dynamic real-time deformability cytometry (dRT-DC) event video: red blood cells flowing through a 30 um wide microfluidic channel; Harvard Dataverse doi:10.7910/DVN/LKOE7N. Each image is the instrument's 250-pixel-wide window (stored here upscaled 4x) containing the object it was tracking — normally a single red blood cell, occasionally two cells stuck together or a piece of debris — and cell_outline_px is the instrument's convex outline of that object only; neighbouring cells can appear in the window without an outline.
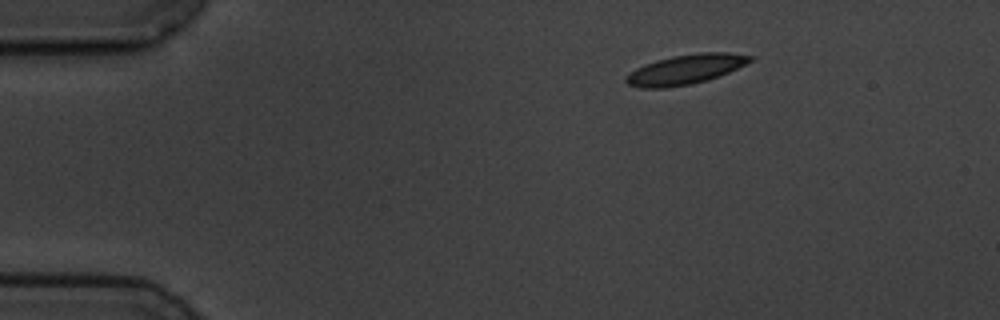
{"species": "common noctule bat (a hibernating species)", "species_latin": "Nyctalus noctula", "temperature_condition": "cold", "stored_images_in_passage": 3, "camera_frame_rate_fps": 3000, "um_per_image_px": 0.085, "animal": {"sex": "male", "body_mass_g": 19.5, "forearm_length_mm": 54.6}, "frame": {"image": 1, "passage_image": 1, "time_ms": 0.0, "image_size_px": [1000, 320], "cell_outline_px": [[756, 56], [752, 60], [728, 72], [708, 80], [692, 84], [664, 88], [640, 88], [628, 84], [624, 80], [624, 76], [636, 68], [644, 64], [656, 60], [672, 56], [700, 52], [728, 52]], "centroid_in_image_um": [58.24, 5.9], "position_along_channel_um": 26.8, "area_um2": 21.56}}